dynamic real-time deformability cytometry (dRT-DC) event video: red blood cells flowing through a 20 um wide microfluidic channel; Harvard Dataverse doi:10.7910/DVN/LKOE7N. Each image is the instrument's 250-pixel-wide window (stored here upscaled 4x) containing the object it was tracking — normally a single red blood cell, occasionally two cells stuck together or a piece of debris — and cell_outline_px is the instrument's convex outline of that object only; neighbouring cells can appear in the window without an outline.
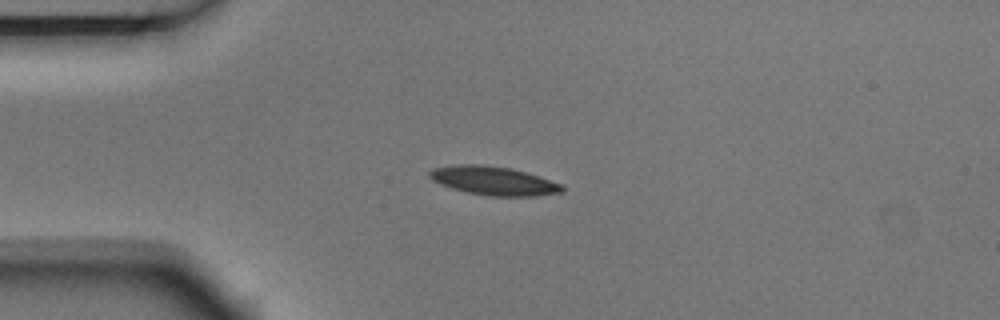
{"species": "Egyptian fruit bat (a non-hibernating species)", "species_latin": "Rousettus aegyptiacus", "temperature_condition": "room temperature", "stored_images_in_passage": 9, "camera_frame_rate_fps": 3000, "um_per_image_px": 0.085, "animal": {"sex": "male"}, "frame": {"image": 1, "passage_image": 3, "time_ms": 0.667, "image_size_px": [1000, 320], "cell_outline_px": [[564, 192], [536, 196], [488, 196], [468, 192], [452, 188], [440, 184], [432, 180], [428, 176], [428, 172], [432, 168], [456, 164], [484, 164], [512, 168], [540, 176], [564, 184]], "centroid_in_image_um": [41.98, 15.35], "position_along_channel_um": 43.0, "area_um2": 22.54}}
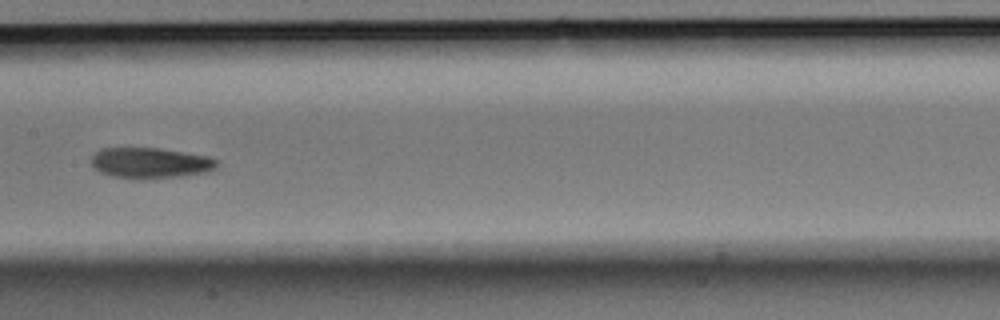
{"frame": {"image": 2, "passage_image": 7, "time_ms": 2.0, "image_size_px": [1000, 320], "cell_outline_px": [[216, 168], [208, 172], [180, 176], [144, 180], [140, 180], [112, 176], [100, 172], [92, 164], [92, 156], [100, 148], [160, 148], [208, 156], [216, 160]], "centroid_in_image_um": [12.77, 13.86], "position_along_channel_um": 194.6, "area_um2": 22.54}}
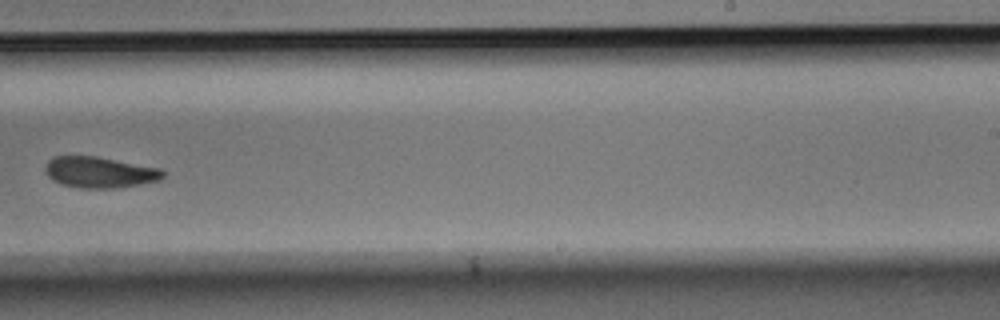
{"frame": {"image": 3, "passage_image": 9, "time_ms": 2.667, "image_size_px": [1000, 320], "cell_outline_px": [[164, 176], [160, 180], [140, 184], [112, 188], [80, 188], [60, 184], [52, 180], [44, 172], [44, 168], [48, 160], [52, 156], [96, 156], [160, 168], [164, 172]], "centroid_in_image_um": [8.42, 14.64], "position_along_channel_um": 280.6, "area_um2": 21.39}}